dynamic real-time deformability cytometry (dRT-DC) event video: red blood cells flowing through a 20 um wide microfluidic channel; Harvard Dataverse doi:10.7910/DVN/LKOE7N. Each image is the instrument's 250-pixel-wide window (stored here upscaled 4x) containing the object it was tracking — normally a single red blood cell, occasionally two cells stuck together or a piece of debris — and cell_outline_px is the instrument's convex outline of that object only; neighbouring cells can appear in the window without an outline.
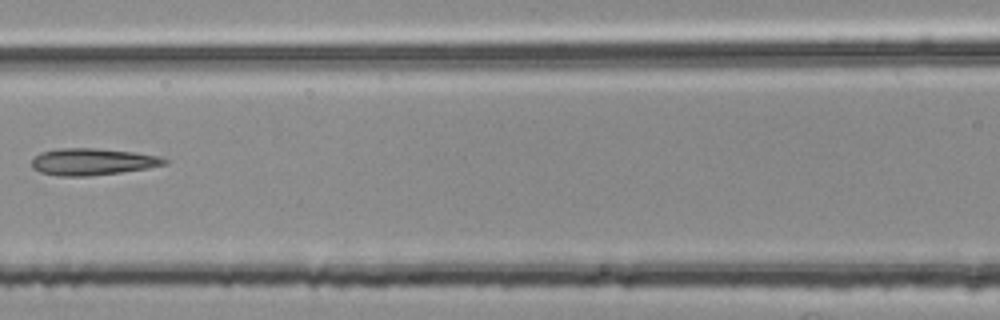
{"species": "common noctule bat (a hibernating species)", "species_latin": "Nyctalus noctula", "temperature_condition": "room temperature", "stored_images_in_passage": 5, "camera_frame_rate_fps": 3000, "um_per_image_px": 0.085, "animal": {"sex": "female", "body_mass_g": 25.1}, "frame": {"image": 1, "passage_image": 5, "time_ms": 1.333, "image_size_px": [1000, 320], "cell_outline_px": [[168, 164], [148, 168], [120, 172], [88, 176], [56, 176], [40, 172], [32, 168], [32, 160], [40, 152], [60, 148], [96, 148], [132, 152], [156, 156], [168, 160]], "centroid_in_image_um": [7.83, 13.75], "position_along_channel_um": 158.8, "area_um2": 20.63}}